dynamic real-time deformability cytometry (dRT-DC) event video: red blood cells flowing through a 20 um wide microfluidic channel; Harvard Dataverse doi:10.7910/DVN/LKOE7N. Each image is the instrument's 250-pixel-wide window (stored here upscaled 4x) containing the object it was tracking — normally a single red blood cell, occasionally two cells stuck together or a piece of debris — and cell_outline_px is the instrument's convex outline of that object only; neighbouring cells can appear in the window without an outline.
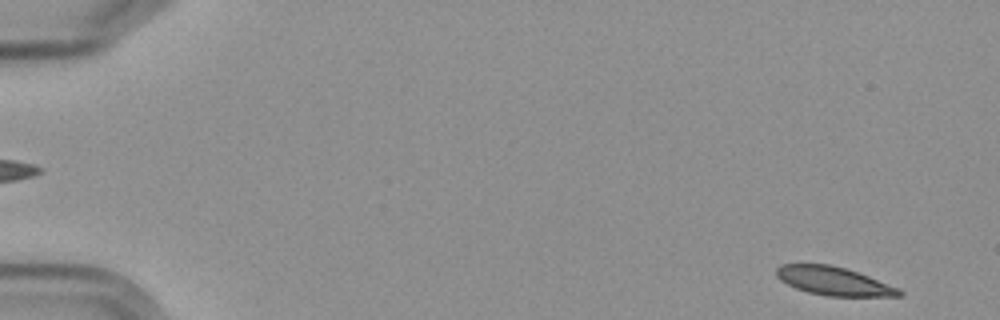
{"species": "Egyptian fruit bat (a non-hibernating species)", "species_latin": "Rousettus aegyptiacus", "temperature_condition": "cold", "stored_images_in_passage": 5, "segment_of_instrument_passage": [2, 2], "camera_frame_rate_fps": 3000, "um_per_image_px": 0.085, "frame": {"image": 1, "passage_image": 5, "time_ms": 5.333, "image_size_px": [1000, 320], "cell_outline_px": [[904, 292], [900, 296], [824, 296], [808, 292], [796, 288], [780, 280], [776, 276], [776, 268], [780, 264], [828, 264], [844, 268], [868, 276], [900, 288]], "centroid_in_image_um": [70.86, 23.89], "position_along_channel_um": 14.1, "area_um2": 20.29}}